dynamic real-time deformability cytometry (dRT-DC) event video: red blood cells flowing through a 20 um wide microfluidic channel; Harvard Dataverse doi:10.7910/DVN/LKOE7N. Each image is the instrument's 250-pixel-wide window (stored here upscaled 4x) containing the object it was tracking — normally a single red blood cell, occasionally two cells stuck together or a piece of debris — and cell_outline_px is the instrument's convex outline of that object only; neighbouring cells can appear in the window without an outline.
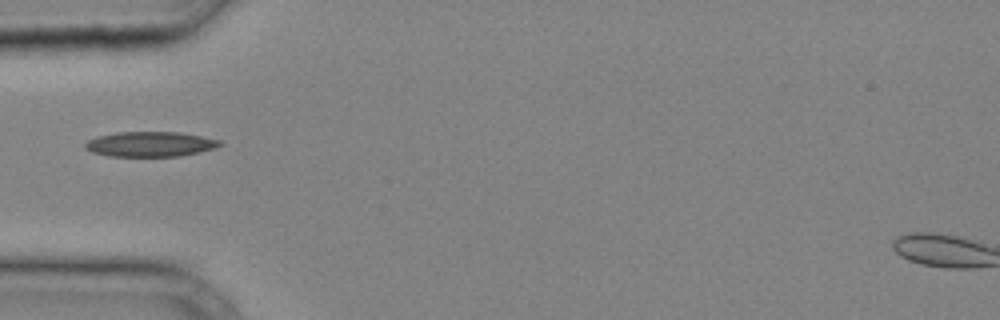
{"species": "common noctule bat (a hibernating species)", "species_latin": "Nyctalus noctula", "temperature_condition": "cold", "stored_images_in_passage": 25, "camera_frame_rate_fps": 3000, "um_per_image_px": 0.085, "animal": {"sex": "male", "body_mass_g": 20.4}, "frame": {"image": 1, "passage_image": 4, "time_ms": 1.0, "image_size_px": [1000, 320], "cell_outline_px": [[224, 144], [216, 148], [200, 152], [180, 156], [108, 156], [92, 152], [84, 148], [84, 144], [88, 140], [96, 136], [116, 132], [180, 132], [220, 140]], "centroid_in_image_um": [12.76, 12.25], "position_along_channel_um": 72.2, "area_um2": 19.77}}
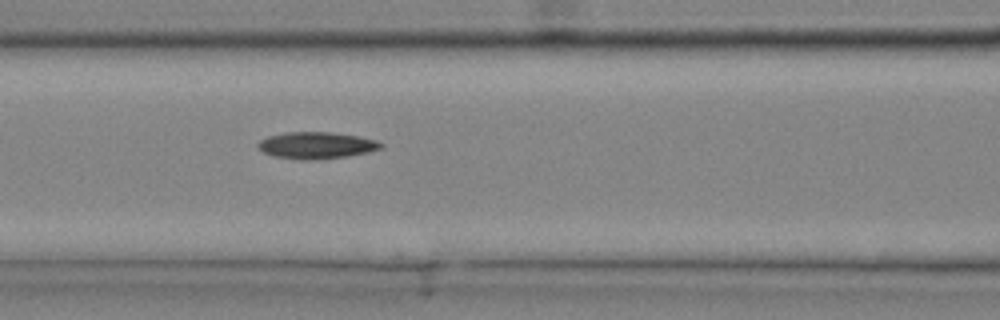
{"frame": {"image": 2, "passage_image": 8, "time_ms": 2.333, "image_size_px": [1000, 320], "cell_outline_px": [[384, 148], [368, 152], [348, 156], [316, 160], [300, 160], [272, 156], [264, 152], [256, 144], [260, 140], [268, 136], [284, 132], [328, 132], [360, 136], [376, 140], [384, 144]], "centroid_in_image_um": [26.91, 12.36], "position_along_channel_um": 139.7, "area_um2": 19.36}}